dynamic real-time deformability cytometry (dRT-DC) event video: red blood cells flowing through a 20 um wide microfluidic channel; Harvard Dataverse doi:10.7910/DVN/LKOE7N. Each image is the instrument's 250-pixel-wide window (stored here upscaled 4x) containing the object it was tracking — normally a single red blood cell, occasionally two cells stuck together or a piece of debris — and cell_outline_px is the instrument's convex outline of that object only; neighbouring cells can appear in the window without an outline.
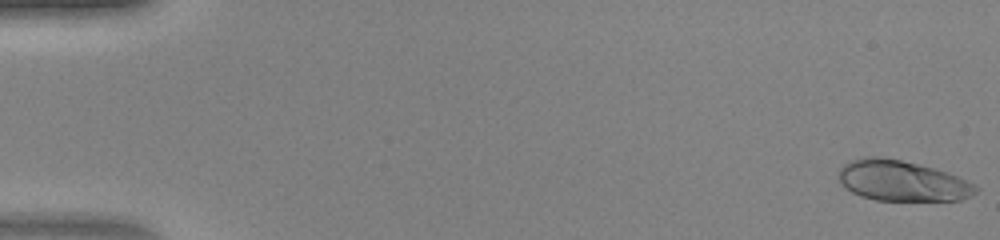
{"species": "human", "species_latin": "Homo sapiens", "temperature_condition": "warm", "stored_images_in_passage": 47, "camera_frame_rate_fps": 3000, "um_per_image_px": 0.085, "donor": {"sex": "female"}, "frame": {"image": 1, "passage_image": 1, "time_ms": 0.0, "image_size_px": [1000, 240], "cell_outline_px": [[980, 188], [972, 196], [960, 200], [876, 200], [860, 196], [844, 188], [840, 184], [840, 168], [844, 164], [852, 160], [864, 156], [880, 156], [900, 160], [936, 168], [976, 184]], "centroid_in_image_um": [76.68, 15.37], "position_along_channel_um": 8.3, "area_um2": 32.48}}
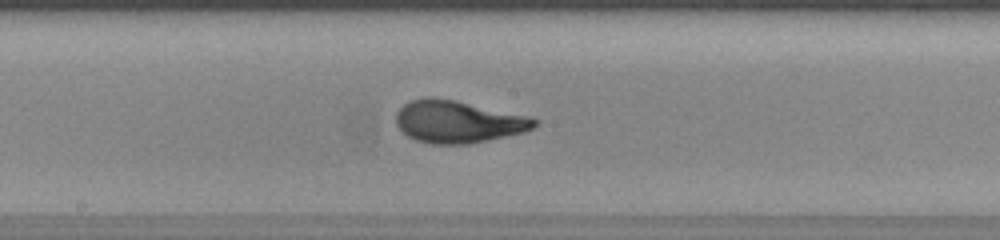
{"frame": {"image": 2, "passage_image": 26, "time_ms": 8.333, "image_size_px": [1000, 240], "cell_outline_px": [[540, 124], [524, 132], [488, 140], [468, 144], [432, 144], [416, 140], [408, 136], [396, 124], [396, 112], [404, 104], [412, 100], [428, 96], [456, 100], [532, 116], [540, 120]], "centroid_in_image_um": [38.98, 10.33], "position_along_channel_um": 209.2, "area_um2": 34.39}}
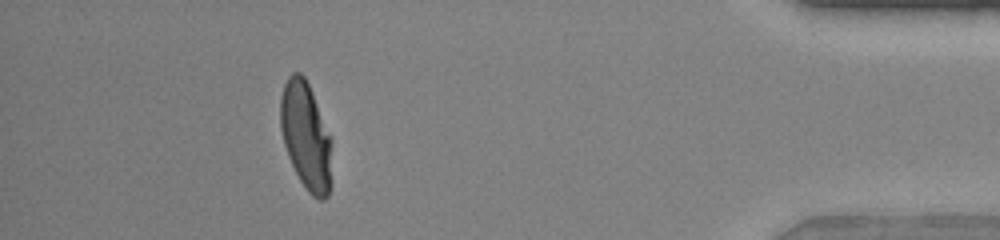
{"frame": {"image": 3, "passage_image": 43, "time_ms": 14.0, "image_size_px": [1000, 240], "cell_outline_px": [[332, 184], [328, 196], [324, 200], [320, 200], [312, 196], [308, 192], [300, 180], [288, 156], [284, 144], [280, 128], [280, 96], [284, 84], [288, 76], [292, 72], [300, 72], [304, 76], [312, 92], [332, 136]], "centroid_in_image_um": [26.04, 11.58], "position_along_channel_um": 409.2, "area_um2": 32.95}}